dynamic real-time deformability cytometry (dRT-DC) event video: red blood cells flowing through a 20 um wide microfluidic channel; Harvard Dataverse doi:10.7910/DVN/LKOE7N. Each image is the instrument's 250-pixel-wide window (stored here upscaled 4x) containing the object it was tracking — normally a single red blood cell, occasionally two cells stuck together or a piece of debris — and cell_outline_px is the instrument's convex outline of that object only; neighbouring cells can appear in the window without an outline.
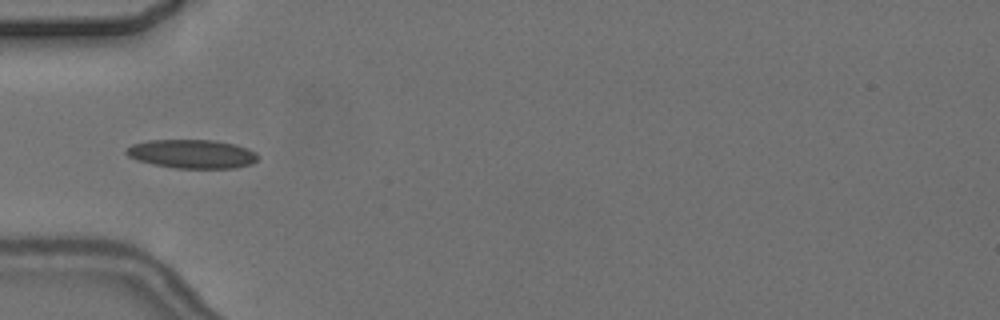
{"species": "common noctule bat (a hibernating species)", "species_latin": "Nyctalus noctula", "temperature_condition": "cold", "stored_images_in_passage": 7, "camera_frame_rate_fps": 3000, "um_per_image_px": 0.085, "animal": {"sex": "female", "body_mass_g": 24.6, "forearm_length_mm": 56.2}, "frame": {"image": 1, "passage_image": 5, "time_ms": 5.0, "image_size_px": [1000, 320], "cell_outline_px": [[260, 156], [252, 164], [236, 168], [176, 168], [152, 164], [136, 160], [128, 156], [124, 152], [124, 148], [132, 144], [148, 140], [216, 140], [236, 144], [248, 148], [256, 152]], "centroid_in_image_um": [16.32, 13.08], "position_along_channel_um": 68.7, "area_um2": 22.43}}
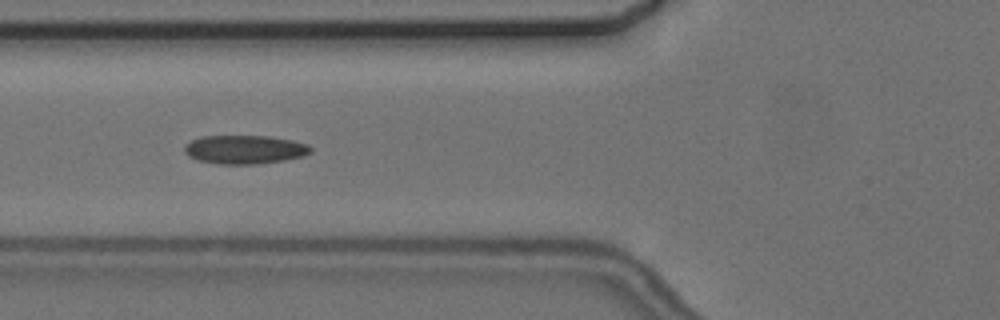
{"frame": {"image": 2, "passage_image": 6, "time_ms": 6.0, "image_size_px": [1000, 320], "cell_outline_px": [[312, 152], [304, 156], [284, 160], [256, 164], [220, 164], [196, 160], [188, 156], [184, 152], [184, 148], [192, 140], [200, 136], [268, 136], [292, 140], [308, 144], [312, 148]], "centroid_in_image_um": [20.81, 12.71], "position_along_channel_um": 105.0, "area_um2": 21.15}}
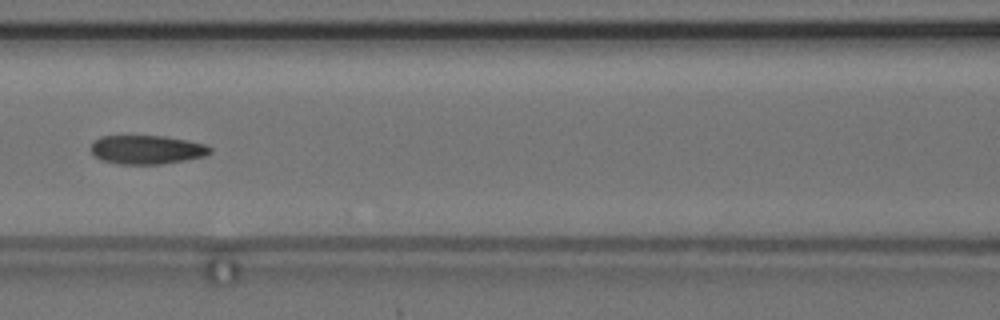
{"frame": {"image": 3, "passage_image": 7, "time_ms": 7.333, "image_size_px": [1000, 320], "cell_outline_px": [[212, 152], [204, 156], [184, 160], [160, 164], [116, 164], [100, 160], [92, 152], [92, 144], [100, 136], [164, 136], [188, 140], [204, 144], [212, 148]], "centroid_in_image_um": [12.49, 12.72], "position_along_channel_um": 154.1, "area_um2": 19.94}}